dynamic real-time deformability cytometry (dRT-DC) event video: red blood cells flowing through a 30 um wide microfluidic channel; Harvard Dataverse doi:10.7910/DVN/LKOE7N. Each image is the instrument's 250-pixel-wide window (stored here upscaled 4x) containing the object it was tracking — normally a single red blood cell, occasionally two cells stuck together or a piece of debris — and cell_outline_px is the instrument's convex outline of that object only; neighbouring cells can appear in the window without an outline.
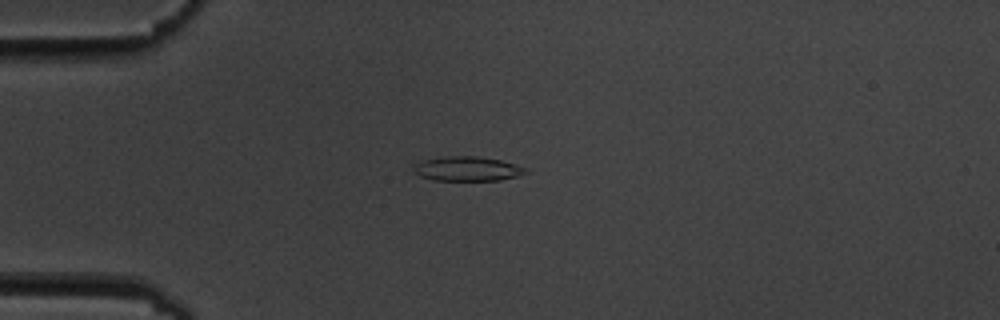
{"species": "common noctule bat (a hibernating species)", "species_latin": "Nyctalus noctula", "temperature_condition": "cold", "stored_images_in_passage": 8, "camera_frame_rate_fps": 3000, "um_per_image_px": 0.085, "animal": {"sex": "male", "body_mass_g": 19.5, "forearm_length_mm": 54.6}, "frame": {"image": 1, "passage_image": 5, "time_ms": 4.667, "image_size_px": [1000, 320], "cell_outline_px": [[528, 172], [516, 176], [500, 180], [432, 180], [420, 176], [412, 172], [412, 168], [416, 164], [424, 160], [444, 156], [476, 156], [500, 160], [528, 168]], "centroid_in_image_um": [39.7, 14.35], "position_along_channel_um": 45.3, "area_um2": 15.95}}
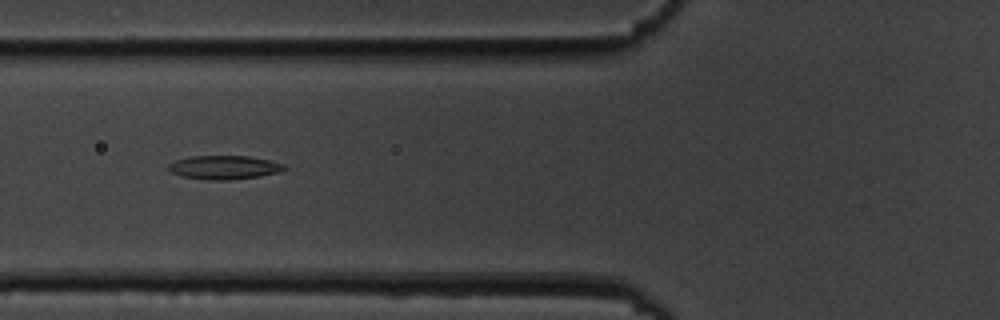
{"frame": {"image": 2, "passage_image": 7, "time_ms": 7.0, "image_size_px": [1000, 320], "cell_outline_px": [[288, 168], [280, 172], [260, 176], [228, 180], [208, 180], [184, 176], [172, 172], [168, 168], [168, 164], [176, 160], [188, 156], [248, 156], [272, 160], [284, 164]], "centroid_in_image_um": [19.11, 14.22], "position_along_channel_um": 106.7, "area_um2": 16.07}}
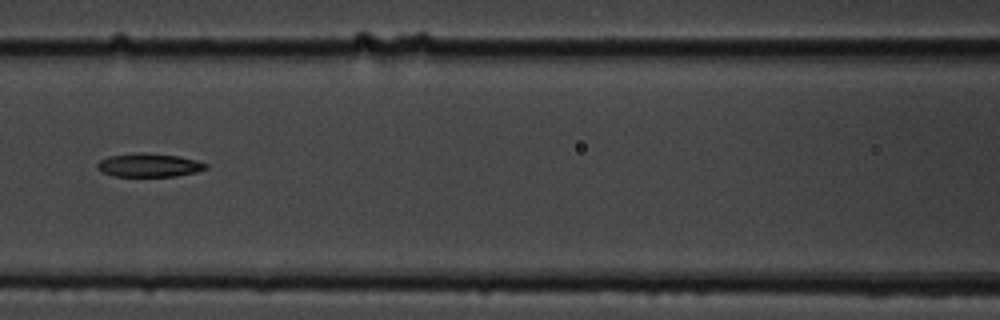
{"frame": {"image": 3, "passage_image": 8, "time_ms": 8.333, "image_size_px": [1000, 320], "cell_outline_px": [[208, 168], [196, 172], [176, 176], [112, 176], [96, 168], [96, 164], [100, 160], [108, 156], [136, 152], [176, 156], [196, 160], [208, 164]], "centroid_in_image_um": [12.65, 14.04], "position_along_channel_um": 154.0, "area_um2": 14.8}}